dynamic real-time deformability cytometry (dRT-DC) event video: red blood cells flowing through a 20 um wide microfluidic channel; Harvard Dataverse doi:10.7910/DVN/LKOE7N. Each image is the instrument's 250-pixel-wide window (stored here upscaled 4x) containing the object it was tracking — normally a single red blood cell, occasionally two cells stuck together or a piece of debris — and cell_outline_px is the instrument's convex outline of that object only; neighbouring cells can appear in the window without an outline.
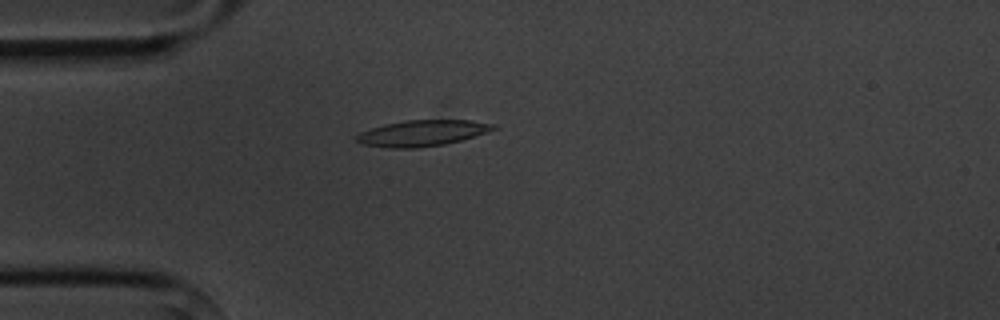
{"species": "common noctule bat (a hibernating species)", "species_latin": "Nyctalus noctula", "temperature_condition": "cold", "stored_images_in_passage": 7, "camera_frame_rate_fps": 3000, "um_per_image_px": 0.085, "animal": {"sex": "male", "body_mass_g": 20.1, "forearm_length_mm": 53.5}, "frame": {"image": 1, "passage_image": 3, "time_ms": 2.333, "image_size_px": [1000, 320], "cell_outline_px": [[496, 128], [488, 132], [460, 140], [444, 144], [416, 148], [388, 148], [364, 144], [356, 140], [356, 136], [360, 132], [384, 124], [408, 120], [472, 120], [496, 124]], "centroid_in_image_um": [35.9, 11.31], "position_along_channel_um": 49.1, "area_um2": 20.58}}
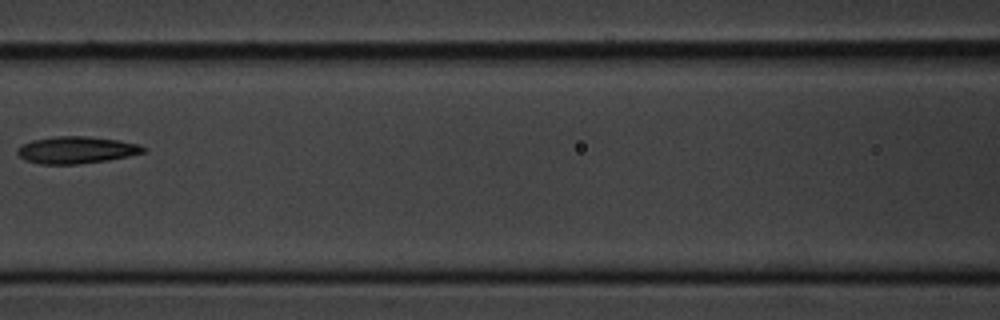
{"frame": {"image": 2, "passage_image": 6, "time_ms": 5.667, "image_size_px": [1000, 320], "cell_outline_px": [[148, 148], [144, 152], [128, 156], [108, 160], [76, 164], [40, 164], [24, 160], [16, 152], [16, 148], [20, 144], [32, 140], [52, 136], [88, 136], [120, 140], [140, 144]], "centroid_in_image_um": [6.47, 12.74], "position_along_channel_um": 160.1, "area_um2": 20.11}}
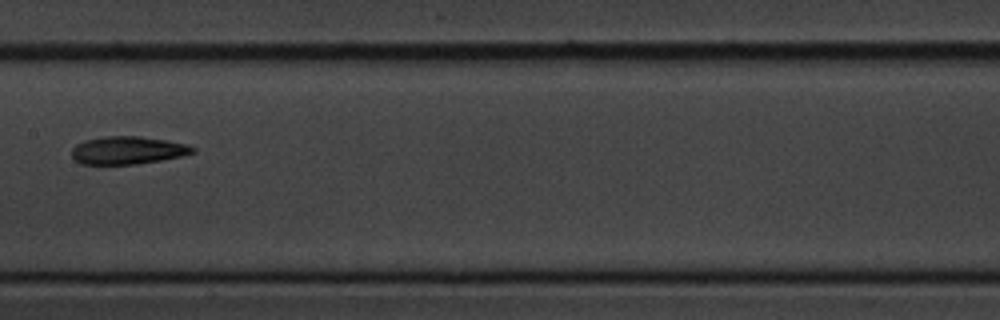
{"frame": {"image": 3, "passage_image": 7, "time_ms": 6.667, "image_size_px": [1000, 320], "cell_outline_px": [[196, 152], [180, 156], [160, 160], [136, 164], [80, 164], [72, 156], [72, 148], [76, 144], [84, 140], [104, 136], [140, 136], [168, 140], [188, 144], [196, 148]], "centroid_in_image_um": [10.87, 12.76], "position_along_channel_um": 196.5, "area_um2": 19.71}}